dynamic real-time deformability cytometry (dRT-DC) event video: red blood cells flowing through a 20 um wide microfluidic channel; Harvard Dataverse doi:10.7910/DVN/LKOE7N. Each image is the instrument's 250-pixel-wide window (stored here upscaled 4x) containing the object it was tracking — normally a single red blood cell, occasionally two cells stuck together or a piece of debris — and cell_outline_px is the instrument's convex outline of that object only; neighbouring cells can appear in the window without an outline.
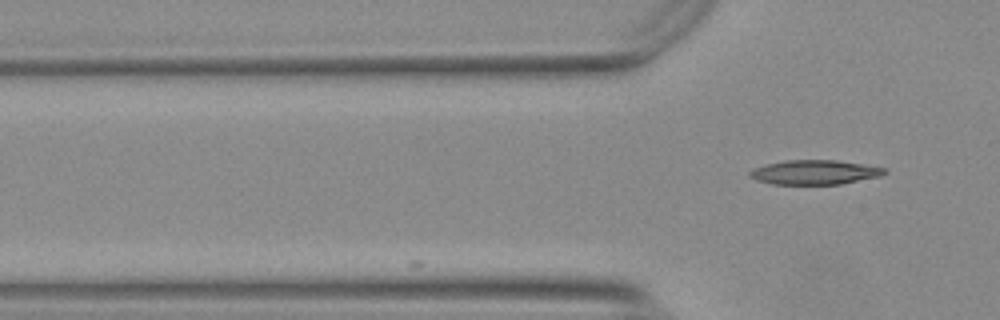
{"species": "Egyptian fruit bat (a non-hibernating species)", "species_latin": "Rousettus aegyptiacus", "temperature_condition": "warm", "stored_images_in_passage": 2, "camera_frame_rate_fps": 3000, "um_per_image_px": 0.085, "animal": {"sex": "female"}, "frame": {"image": 1, "passage_image": 2, "time_ms": 0.333, "image_size_px": [1000, 320], "cell_outline_px": [[888, 172], [880, 176], [840, 184], [772, 184], [756, 180], [748, 176], [748, 172], [764, 164], [784, 160], [836, 160], [888, 168]], "centroid_in_image_um": [69.24, 14.64], "position_along_channel_um": 56.6, "area_um2": 19.25}}